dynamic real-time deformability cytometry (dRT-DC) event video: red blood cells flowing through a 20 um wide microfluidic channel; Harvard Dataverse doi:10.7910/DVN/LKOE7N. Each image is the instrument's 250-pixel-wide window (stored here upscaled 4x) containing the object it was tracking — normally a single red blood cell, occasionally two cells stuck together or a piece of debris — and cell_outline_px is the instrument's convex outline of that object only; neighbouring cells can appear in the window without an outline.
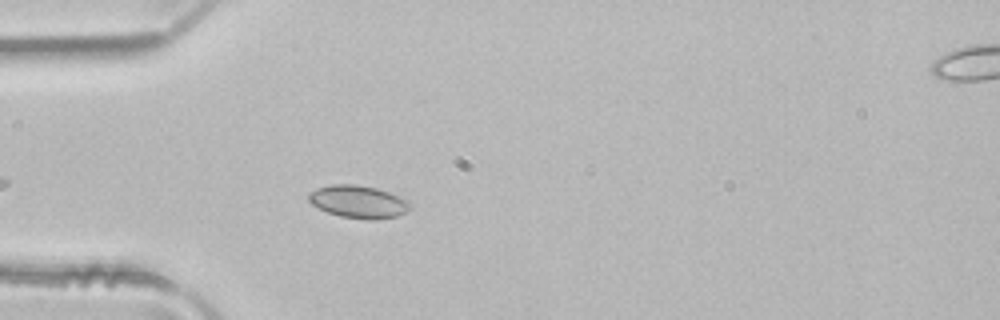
{"species": "common noctule bat (a hibernating species)", "species_latin": "Nyctalus noctula", "temperature_condition": "room temperature", "stored_images_in_passage": 4, "camera_frame_rate_fps": 3000, "um_per_image_px": 0.085, "animal": {"sex": "male", "body_mass_g": 21.5, "forearm_length_mm": 52.0}, "frame": {"image": 1, "passage_image": 3, "time_ms": 0.667, "image_size_px": [1000, 320], "cell_outline_px": [[412, 208], [408, 212], [396, 216], [376, 220], [368, 220], [340, 216], [328, 212], [312, 204], [308, 200], [308, 192], [316, 188], [332, 184], [356, 184], [376, 188], [388, 192], [408, 200], [412, 204]], "centroid_in_image_um": [30.48, 17.15], "position_along_channel_um": 54.5, "area_um2": 19.48}}